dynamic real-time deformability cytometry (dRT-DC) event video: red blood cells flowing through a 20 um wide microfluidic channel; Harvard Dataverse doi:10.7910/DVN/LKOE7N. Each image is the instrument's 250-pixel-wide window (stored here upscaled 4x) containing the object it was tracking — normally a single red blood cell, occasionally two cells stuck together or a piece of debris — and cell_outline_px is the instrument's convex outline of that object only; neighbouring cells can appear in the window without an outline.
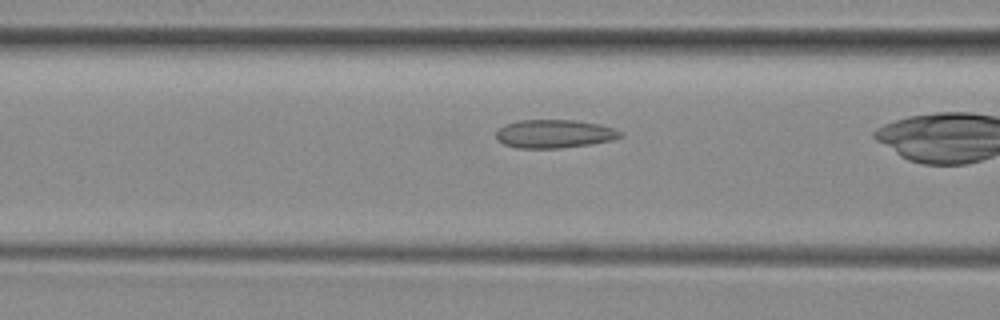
{"species": "common noctule bat (a hibernating species)", "species_latin": "Nyctalus noctula", "temperature_condition": "room temperature", "stored_images_in_passage": 18, "camera_frame_rate_fps": 3000, "um_per_image_px": 0.085, "animal": {"sex": "female", "body_mass_g": 29.2, "forearm_length_mm": 56.3}, "frame": {"image": 1, "passage_image": 6, "time_ms": 1.667, "image_size_px": [1000, 320], "cell_outline_px": [[624, 136], [612, 140], [592, 144], [560, 148], [516, 148], [504, 144], [496, 140], [496, 132], [504, 124], [520, 120], [576, 120], [600, 124], [612, 128], [620, 132]], "centroid_in_image_um": [47.1, 11.38], "position_along_channel_um": 119.5, "area_um2": 20.63}}
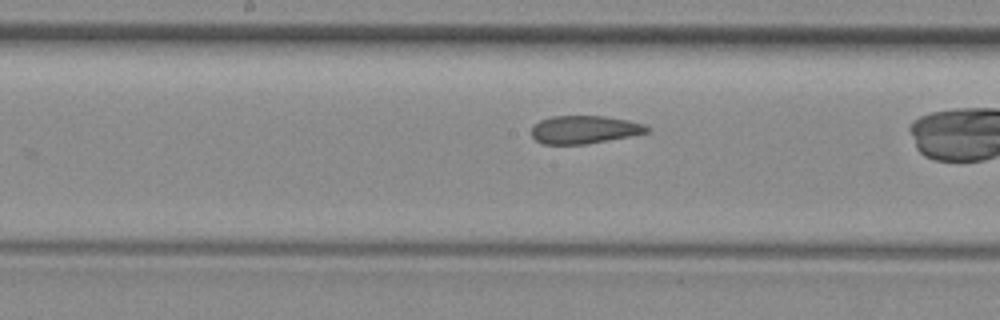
{"frame": {"image": 2, "passage_image": 12, "time_ms": 3.667, "image_size_px": [1000, 320], "cell_outline_px": [[652, 128], [648, 132], [588, 144], [544, 144], [536, 140], [532, 136], [532, 124], [540, 120], [552, 116], [604, 116], [628, 120], [644, 124]], "centroid_in_image_um": [49.66, 11.01], "position_along_channel_um": 198.5, "area_um2": 18.84}}
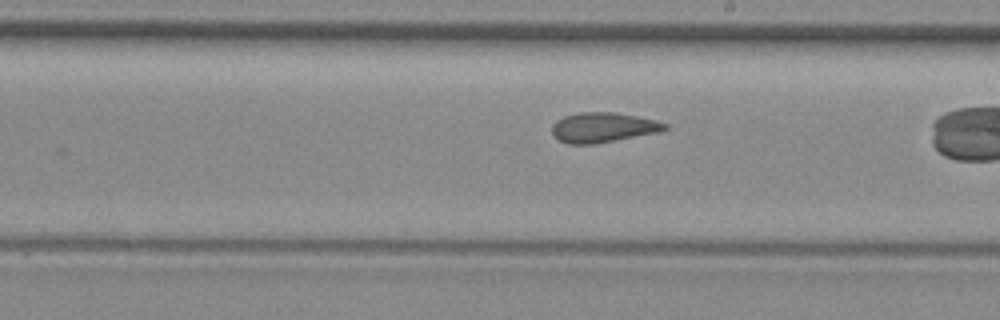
{"frame": {"image": 3, "passage_image": 15, "time_ms": 4.667, "image_size_px": [1000, 320], "cell_outline_px": [[668, 128], [660, 132], [592, 144], [568, 144], [560, 140], [552, 132], [552, 124], [556, 120], [564, 116], [580, 112], [616, 112], [656, 120], [668, 124]], "centroid_in_image_um": [51.27, 10.82], "position_along_channel_um": 237.7, "area_um2": 19.59}}